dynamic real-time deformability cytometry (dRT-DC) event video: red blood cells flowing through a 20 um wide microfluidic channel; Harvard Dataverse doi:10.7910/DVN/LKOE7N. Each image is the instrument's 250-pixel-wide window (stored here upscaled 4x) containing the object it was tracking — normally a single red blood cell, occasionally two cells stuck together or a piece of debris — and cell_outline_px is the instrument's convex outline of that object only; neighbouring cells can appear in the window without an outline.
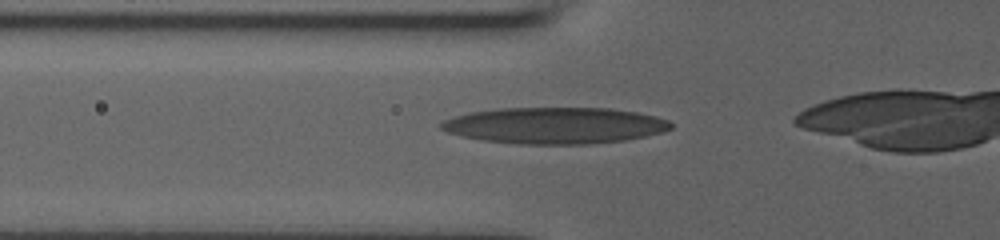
{"species": "human", "species_latin": "Homo sapiens", "temperature_condition": "room temperature", "stored_images_in_passage": 35, "camera_frame_rate_fps": 3000, "um_per_image_px": 0.085, "donor": {"sex": "male"}, "frame": {"image": 1, "passage_image": 11, "time_ms": 4.333, "image_size_px": [1000, 240], "cell_outline_px": [[672, 128], [664, 132], [624, 140], [592, 144], [520, 144], [480, 140], [448, 132], [440, 128], [440, 124], [444, 120], [456, 116], [472, 112], [500, 108], [612, 108], [636, 112], [656, 116], [668, 120], [672, 124]], "centroid_in_image_um": [47.2, 10.67], "position_along_channel_um": 78.6, "area_um2": 48.67}}
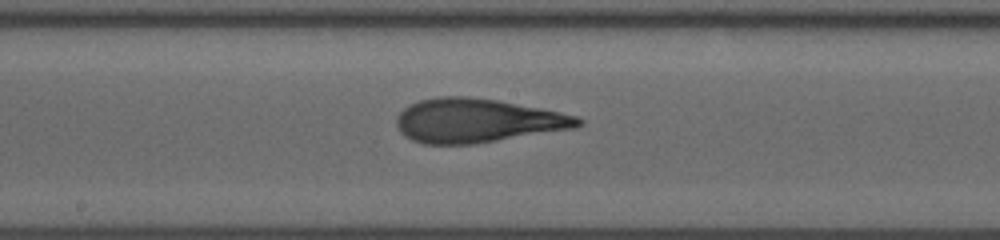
{"frame": {"image": 2, "passage_image": 20, "time_ms": 7.667, "image_size_px": [1000, 240], "cell_outline_px": [[584, 124], [576, 128], [472, 144], [424, 144], [412, 140], [404, 136], [396, 128], [396, 116], [404, 108], [420, 100], [440, 96], [464, 96], [500, 100], [540, 108], [576, 116], [584, 120]], "centroid_in_image_um": [40.55, 10.25], "position_along_channel_um": 207.7, "area_um2": 46.53}}
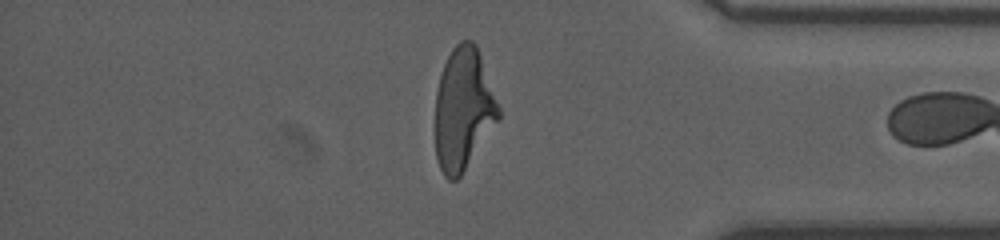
{"frame": {"image": 3, "passage_image": 34, "time_ms": 13.0, "image_size_px": [1000, 240], "cell_outline_px": [[500, 120], [460, 176], [456, 180], [448, 180], [444, 176], [440, 168], [436, 156], [436, 92], [440, 72], [452, 48], [460, 40], [472, 40], [476, 44], [500, 108]], "centroid_in_image_um": [39.39, 9.27], "position_along_channel_um": 395.8, "area_um2": 45.14}}